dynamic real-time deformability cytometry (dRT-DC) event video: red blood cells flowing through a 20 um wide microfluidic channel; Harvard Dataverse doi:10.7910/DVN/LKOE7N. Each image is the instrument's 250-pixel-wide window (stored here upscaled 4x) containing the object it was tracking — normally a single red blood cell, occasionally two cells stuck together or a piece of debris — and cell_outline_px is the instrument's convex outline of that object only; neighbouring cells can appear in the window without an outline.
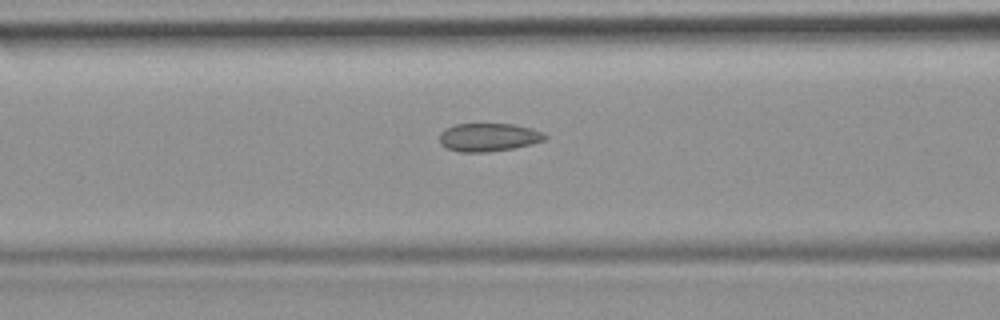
{"species": "common noctule bat (a hibernating species)", "species_latin": "Nyctalus noctula", "temperature_condition": "room temperature", "stored_images_in_passage": 39, "camera_frame_rate_fps": 3000, "um_per_image_px": 0.085, "animal": {"sex": "female", "body_mass_g": 19.9}, "frame": {"image": 1, "passage_image": 15, "time_ms": 4.667, "image_size_px": [1000, 320], "cell_outline_px": [[548, 136], [544, 140], [532, 144], [512, 148], [488, 152], [460, 152], [448, 148], [440, 144], [440, 132], [444, 128], [456, 124], [512, 124], [532, 128], [544, 132]], "centroid_in_image_um": [41.53, 11.66], "position_along_channel_um": 125.1, "area_um2": 17.4}}
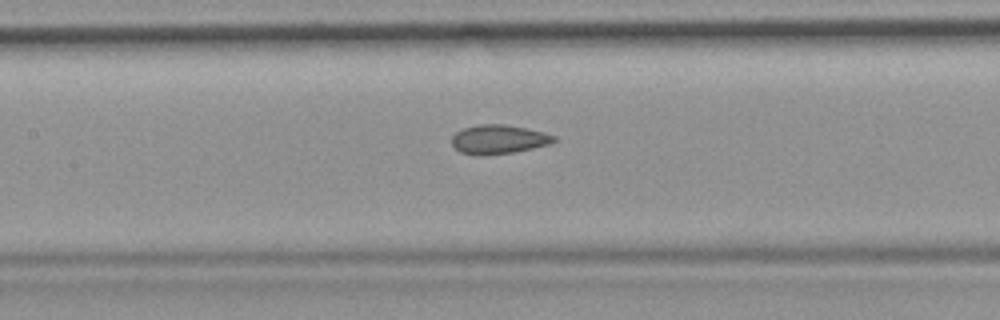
{"frame": {"image": 2, "passage_image": 18, "time_ms": 5.667, "image_size_px": [1000, 320], "cell_outline_px": [[556, 140], [548, 144], [532, 148], [512, 152], [484, 156], [476, 156], [460, 152], [452, 144], [452, 136], [456, 132], [464, 128], [480, 124], [504, 124], [544, 132], [556, 136]], "centroid_in_image_um": [42.35, 11.85], "position_along_channel_um": 165.0, "area_um2": 17.22}}
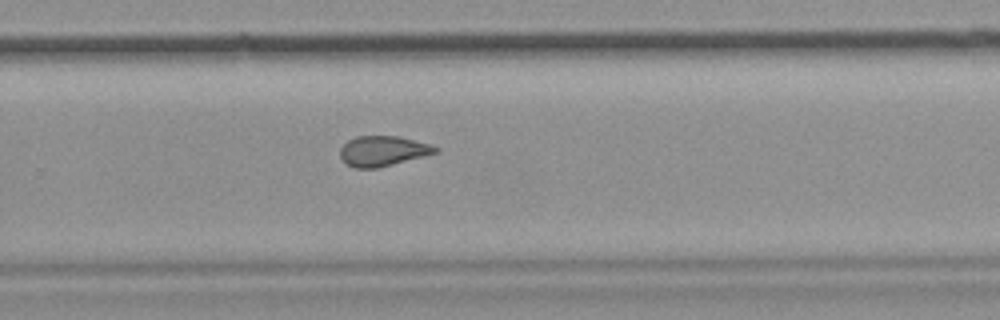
{"frame": {"image": 3, "passage_image": 28, "time_ms": 9.0, "image_size_px": [1000, 320], "cell_outline_px": [[436, 152], [392, 164], [376, 168], [356, 168], [348, 164], [340, 156], [340, 148], [348, 140], [356, 136], [396, 136], [428, 144], [436, 148]], "centroid_in_image_um": [32.46, 12.83], "position_along_channel_um": 297.3, "area_um2": 16.13}, "authors_computed_cell_mechanics": {"area_um2": 17.2822, "velocity_mm_per_s": 3.9932, "shape_relaxation_time_tau1_ms": null, "shape_relaxation_time_tau2_ms": 1.7784, "deformation_change_tau1": null, "deformation_change_tau2": 0.0626}}